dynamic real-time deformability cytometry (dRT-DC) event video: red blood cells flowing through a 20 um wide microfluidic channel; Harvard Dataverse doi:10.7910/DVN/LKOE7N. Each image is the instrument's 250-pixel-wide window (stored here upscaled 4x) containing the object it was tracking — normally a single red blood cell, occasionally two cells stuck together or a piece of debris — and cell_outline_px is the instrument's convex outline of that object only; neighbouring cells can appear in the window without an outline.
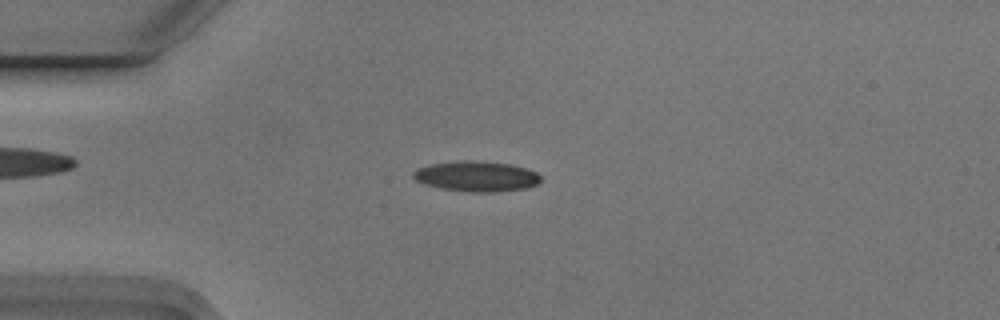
{"species": "Egyptian fruit bat (a non-hibernating species)", "species_latin": "Rousettus aegyptiacus", "temperature_condition": "cold", "stored_images_in_passage": 5, "camera_frame_rate_fps": 3000, "um_per_image_px": 0.085, "animal": {"sex": "male"}, "frame": {"image": 1, "passage_image": 3, "time_ms": 0.667, "image_size_px": [1000, 320], "cell_outline_px": [[540, 180], [536, 184], [524, 188], [492, 192], [468, 192], [440, 188], [424, 184], [416, 180], [412, 176], [412, 172], [416, 168], [428, 164], [456, 160], [476, 160], [512, 164], [528, 168], [536, 172], [540, 176]], "centroid_in_image_um": [40.45, 14.96], "position_along_channel_um": 44.6, "area_um2": 22.83}}
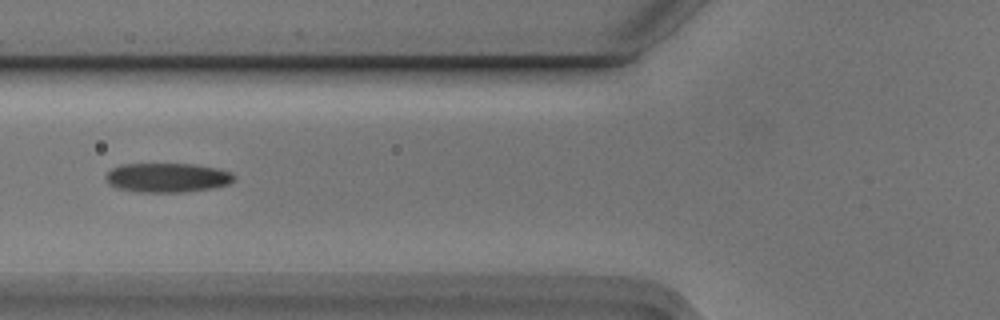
{"frame": {"image": 2, "passage_image": 5, "time_ms": 1.333, "image_size_px": [1000, 320], "cell_outline_px": [[236, 180], [228, 184], [212, 188], [188, 192], [136, 192], [116, 188], [108, 184], [104, 176], [112, 168], [120, 164], [196, 164], [216, 168], [232, 172], [236, 176]], "centroid_in_image_um": [14.22, 15.1], "position_along_channel_um": 111.6, "area_um2": 22.25}}